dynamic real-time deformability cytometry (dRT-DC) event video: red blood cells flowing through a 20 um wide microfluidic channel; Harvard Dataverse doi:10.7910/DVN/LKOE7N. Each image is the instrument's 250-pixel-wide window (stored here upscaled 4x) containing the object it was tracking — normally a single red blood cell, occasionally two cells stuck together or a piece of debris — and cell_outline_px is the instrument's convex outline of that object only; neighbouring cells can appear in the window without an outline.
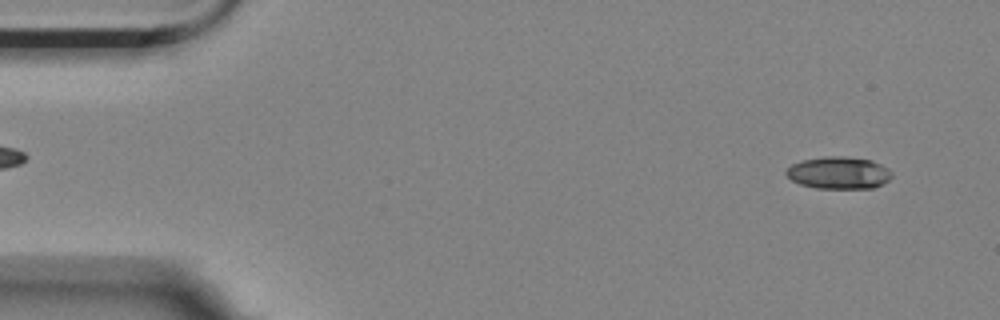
{"species": "Egyptian fruit bat (a non-hibernating species)", "species_latin": "Rousettus aegyptiacus", "temperature_condition": "room temperature", "stored_images_in_passage": 20, "camera_frame_rate_fps": 3000, "um_per_image_px": 0.085, "animal": {"sex": "female"}, "frame": {"image": 1, "passage_image": 3, "time_ms": 0.667, "image_size_px": [1000, 320], "cell_outline_px": [[892, 176], [888, 180], [872, 188], [816, 188], [800, 184], [792, 180], [784, 172], [792, 164], [804, 160], [824, 156], [844, 156], [872, 160], [888, 168], [892, 172]], "centroid_in_image_um": [71.29, 14.68], "position_along_channel_um": 13.7, "area_um2": 19.71}}
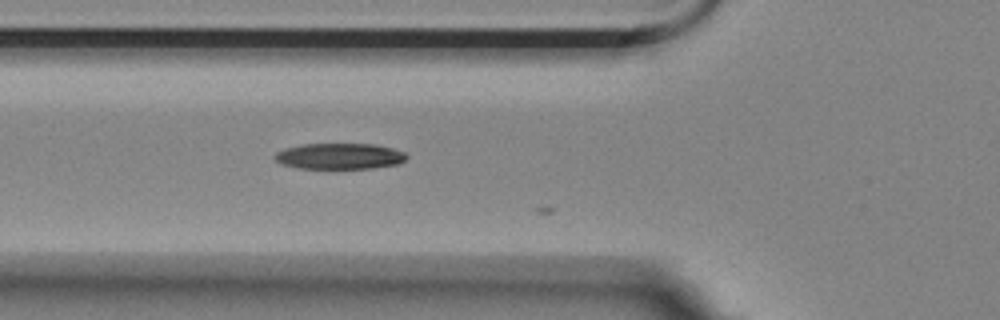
{"frame": {"image": 2, "passage_image": 19, "time_ms": 6.0, "image_size_px": [1000, 320], "cell_outline_px": [[408, 156], [400, 164], [372, 168], [300, 168], [284, 164], [276, 160], [272, 156], [276, 152], [284, 148], [300, 144], [376, 144], [392, 148], [404, 152]], "centroid_in_image_um": [28.87, 13.27], "position_along_channel_um": 96.9, "area_um2": 19.94}}